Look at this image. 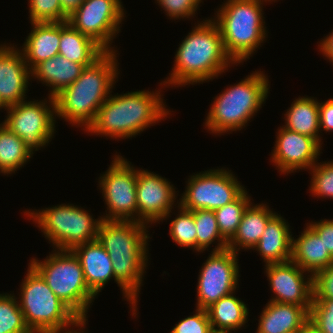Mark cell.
<instances>
[{
	"instance_id": "1",
	"label": "cell",
	"mask_w": 333,
	"mask_h": 333,
	"mask_svg": "<svg viewBox=\"0 0 333 333\" xmlns=\"http://www.w3.org/2000/svg\"><path fill=\"white\" fill-rule=\"evenodd\" d=\"M199 22L179 44L170 77L160 83L161 87L203 84L235 64L224 49L221 32L212 17Z\"/></svg>"
},
{
	"instance_id": "12",
	"label": "cell",
	"mask_w": 333,
	"mask_h": 333,
	"mask_svg": "<svg viewBox=\"0 0 333 333\" xmlns=\"http://www.w3.org/2000/svg\"><path fill=\"white\" fill-rule=\"evenodd\" d=\"M113 157L98 182L108 210L102 219L137 221V168L119 154Z\"/></svg>"
},
{
	"instance_id": "19",
	"label": "cell",
	"mask_w": 333,
	"mask_h": 333,
	"mask_svg": "<svg viewBox=\"0 0 333 333\" xmlns=\"http://www.w3.org/2000/svg\"><path fill=\"white\" fill-rule=\"evenodd\" d=\"M9 45H0V101L5 107L25 100L32 79L31 69L20 49Z\"/></svg>"
},
{
	"instance_id": "16",
	"label": "cell",
	"mask_w": 333,
	"mask_h": 333,
	"mask_svg": "<svg viewBox=\"0 0 333 333\" xmlns=\"http://www.w3.org/2000/svg\"><path fill=\"white\" fill-rule=\"evenodd\" d=\"M265 272L274 293L270 301L311 307L313 276L306 275L292 260L265 265ZM306 275V276H304ZM307 279V280H306Z\"/></svg>"
},
{
	"instance_id": "41",
	"label": "cell",
	"mask_w": 333,
	"mask_h": 333,
	"mask_svg": "<svg viewBox=\"0 0 333 333\" xmlns=\"http://www.w3.org/2000/svg\"><path fill=\"white\" fill-rule=\"evenodd\" d=\"M319 127L320 131L333 132V98L319 102Z\"/></svg>"
},
{
	"instance_id": "45",
	"label": "cell",
	"mask_w": 333,
	"mask_h": 333,
	"mask_svg": "<svg viewBox=\"0 0 333 333\" xmlns=\"http://www.w3.org/2000/svg\"><path fill=\"white\" fill-rule=\"evenodd\" d=\"M299 333H321L310 320L302 327Z\"/></svg>"
},
{
	"instance_id": "7",
	"label": "cell",
	"mask_w": 333,
	"mask_h": 333,
	"mask_svg": "<svg viewBox=\"0 0 333 333\" xmlns=\"http://www.w3.org/2000/svg\"><path fill=\"white\" fill-rule=\"evenodd\" d=\"M27 271L18 299L26 326L32 333H65L80 318L30 264Z\"/></svg>"
},
{
	"instance_id": "28",
	"label": "cell",
	"mask_w": 333,
	"mask_h": 333,
	"mask_svg": "<svg viewBox=\"0 0 333 333\" xmlns=\"http://www.w3.org/2000/svg\"><path fill=\"white\" fill-rule=\"evenodd\" d=\"M233 294L235 295V292L220 298L206 309L212 330L236 332L235 330L247 323L249 310L246 304Z\"/></svg>"
},
{
	"instance_id": "30",
	"label": "cell",
	"mask_w": 333,
	"mask_h": 333,
	"mask_svg": "<svg viewBox=\"0 0 333 333\" xmlns=\"http://www.w3.org/2000/svg\"><path fill=\"white\" fill-rule=\"evenodd\" d=\"M194 222L197 235V252L208 250V247L217 240V245L213 251H222L227 249L228 242L219 232L216 216L213 210L200 209L194 210Z\"/></svg>"
},
{
	"instance_id": "15",
	"label": "cell",
	"mask_w": 333,
	"mask_h": 333,
	"mask_svg": "<svg viewBox=\"0 0 333 333\" xmlns=\"http://www.w3.org/2000/svg\"><path fill=\"white\" fill-rule=\"evenodd\" d=\"M170 183L159 174L137 169V222L151 225L171 217L178 193Z\"/></svg>"
},
{
	"instance_id": "43",
	"label": "cell",
	"mask_w": 333,
	"mask_h": 333,
	"mask_svg": "<svg viewBox=\"0 0 333 333\" xmlns=\"http://www.w3.org/2000/svg\"><path fill=\"white\" fill-rule=\"evenodd\" d=\"M83 2L84 0H60L63 12L67 16L71 15Z\"/></svg>"
},
{
	"instance_id": "39",
	"label": "cell",
	"mask_w": 333,
	"mask_h": 333,
	"mask_svg": "<svg viewBox=\"0 0 333 333\" xmlns=\"http://www.w3.org/2000/svg\"><path fill=\"white\" fill-rule=\"evenodd\" d=\"M313 299H333V263L313 276Z\"/></svg>"
},
{
	"instance_id": "22",
	"label": "cell",
	"mask_w": 333,
	"mask_h": 333,
	"mask_svg": "<svg viewBox=\"0 0 333 333\" xmlns=\"http://www.w3.org/2000/svg\"><path fill=\"white\" fill-rule=\"evenodd\" d=\"M31 26L20 51L32 70L40 62L59 55L60 22L31 23Z\"/></svg>"
},
{
	"instance_id": "25",
	"label": "cell",
	"mask_w": 333,
	"mask_h": 333,
	"mask_svg": "<svg viewBox=\"0 0 333 333\" xmlns=\"http://www.w3.org/2000/svg\"><path fill=\"white\" fill-rule=\"evenodd\" d=\"M85 66L71 62L61 55L44 60L36 65L31 74L34 79L50 87L49 96L54 97L61 90L70 86L82 73Z\"/></svg>"
},
{
	"instance_id": "6",
	"label": "cell",
	"mask_w": 333,
	"mask_h": 333,
	"mask_svg": "<svg viewBox=\"0 0 333 333\" xmlns=\"http://www.w3.org/2000/svg\"><path fill=\"white\" fill-rule=\"evenodd\" d=\"M263 2L267 3L266 0H226L213 18L221 32L224 49L235 65L247 61L267 38Z\"/></svg>"
},
{
	"instance_id": "27",
	"label": "cell",
	"mask_w": 333,
	"mask_h": 333,
	"mask_svg": "<svg viewBox=\"0 0 333 333\" xmlns=\"http://www.w3.org/2000/svg\"><path fill=\"white\" fill-rule=\"evenodd\" d=\"M285 125L283 127L314 138L322 145L319 134V101L314 97H298L292 102L284 114Z\"/></svg>"
},
{
	"instance_id": "38",
	"label": "cell",
	"mask_w": 333,
	"mask_h": 333,
	"mask_svg": "<svg viewBox=\"0 0 333 333\" xmlns=\"http://www.w3.org/2000/svg\"><path fill=\"white\" fill-rule=\"evenodd\" d=\"M170 19H186L193 17L199 8L201 0H156Z\"/></svg>"
},
{
	"instance_id": "9",
	"label": "cell",
	"mask_w": 333,
	"mask_h": 333,
	"mask_svg": "<svg viewBox=\"0 0 333 333\" xmlns=\"http://www.w3.org/2000/svg\"><path fill=\"white\" fill-rule=\"evenodd\" d=\"M24 213L38 224L37 227L44 233L45 238L59 250H72L79 244L97 240L102 221L101 216L93 219L88 210L69 203L40 211L26 210Z\"/></svg>"
},
{
	"instance_id": "35",
	"label": "cell",
	"mask_w": 333,
	"mask_h": 333,
	"mask_svg": "<svg viewBox=\"0 0 333 333\" xmlns=\"http://www.w3.org/2000/svg\"><path fill=\"white\" fill-rule=\"evenodd\" d=\"M310 191L314 196L333 199V161L316 163L311 169Z\"/></svg>"
},
{
	"instance_id": "21",
	"label": "cell",
	"mask_w": 333,
	"mask_h": 333,
	"mask_svg": "<svg viewBox=\"0 0 333 333\" xmlns=\"http://www.w3.org/2000/svg\"><path fill=\"white\" fill-rule=\"evenodd\" d=\"M288 222L276 213L267 223L259 242L253 247L265 265L291 260L292 233Z\"/></svg>"
},
{
	"instance_id": "31",
	"label": "cell",
	"mask_w": 333,
	"mask_h": 333,
	"mask_svg": "<svg viewBox=\"0 0 333 333\" xmlns=\"http://www.w3.org/2000/svg\"><path fill=\"white\" fill-rule=\"evenodd\" d=\"M244 190L234 201L214 210L222 237L229 242L235 235L243 212L251 203V196Z\"/></svg>"
},
{
	"instance_id": "14",
	"label": "cell",
	"mask_w": 333,
	"mask_h": 333,
	"mask_svg": "<svg viewBox=\"0 0 333 333\" xmlns=\"http://www.w3.org/2000/svg\"><path fill=\"white\" fill-rule=\"evenodd\" d=\"M238 254L230 249L211 251L198 275L196 308L207 309L239 285Z\"/></svg>"
},
{
	"instance_id": "33",
	"label": "cell",
	"mask_w": 333,
	"mask_h": 333,
	"mask_svg": "<svg viewBox=\"0 0 333 333\" xmlns=\"http://www.w3.org/2000/svg\"><path fill=\"white\" fill-rule=\"evenodd\" d=\"M178 216L170 223V236L172 241L184 248H191L197 252V235L196 225L194 222L193 212L177 206Z\"/></svg>"
},
{
	"instance_id": "18",
	"label": "cell",
	"mask_w": 333,
	"mask_h": 333,
	"mask_svg": "<svg viewBox=\"0 0 333 333\" xmlns=\"http://www.w3.org/2000/svg\"><path fill=\"white\" fill-rule=\"evenodd\" d=\"M72 251L80 260L88 288L97 296L110 279L114 278L120 290L122 289L123 299L126 298L131 304L132 315L135 317L138 300L115 279L110 256L98 240L79 244Z\"/></svg>"
},
{
	"instance_id": "37",
	"label": "cell",
	"mask_w": 333,
	"mask_h": 333,
	"mask_svg": "<svg viewBox=\"0 0 333 333\" xmlns=\"http://www.w3.org/2000/svg\"><path fill=\"white\" fill-rule=\"evenodd\" d=\"M206 309L196 308L195 314L179 321L170 333H212Z\"/></svg>"
},
{
	"instance_id": "20",
	"label": "cell",
	"mask_w": 333,
	"mask_h": 333,
	"mask_svg": "<svg viewBox=\"0 0 333 333\" xmlns=\"http://www.w3.org/2000/svg\"><path fill=\"white\" fill-rule=\"evenodd\" d=\"M256 333H297L309 321L310 307L268 301Z\"/></svg>"
},
{
	"instance_id": "44",
	"label": "cell",
	"mask_w": 333,
	"mask_h": 333,
	"mask_svg": "<svg viewBox=\"0 0 333 333\" xmlns=\"http://www.w3.org/2000/svg\"><path fill=\"white\" fill-rule=\"evenodd\" d=\"M87 320L88 319H80V320H78V322L76 324L72 325V327L69 328L70 330L68 329L65 333H84V331H82V330H85V326L87 324ZM73 327H75V328L78 327V329L75 330V329H73ZM78 330H80V331H78Z\"/></svg>"
},
{
	"instance_id": "26",
	"label": "cell",
	"mask_w": 333,
	"mask_h": 333,
	"mask_svg": "<svg viewBox=\"0 0 333 333\" xmlns=\"http://www.w3.org/2000/svg\"><path fill=\"white\" fill-rule=\"evenodd\" d=\"M104 52L96 42L76 30L69 22H60L59 55L86 67Z\"/></svg>"
},
{
	"instance_id": "13",
	"label": "cell",
	"mask_w": 333,
	"mask_h": 333,
	"mask_svg": "<svg viewBox=\"0 0 333 333\" xmlns=\"http://www.w3.org/2000/svg\"><path fill=\"white\" fill-rule=\"evenodd\" d=\"M123 8L121 0H84L68 16L67 22L90 37L104 51H115L111 44L120 33V24L126 14Z\"/></svg>"
},
{
	"instance_id": "40",
	"label": "cell",
	"mask_w": 333,
	"mask_h": 333,
	"mask_svg": "<svg viewBox=\"0 0 333 333\" xmlns=\"http://www.w3.org/2000/svg\"><path fill=\"white\" fill-rule=\"evenodd\" d=\"M323 239L325 248L333 257V220L322 219L316 222L307 223Z\"/></svg>"
},
{
	"instance_id": "2",
	"label": "cell",
	"mask_w": 333,
	"mask_h": 333,
	"mask_svg": "<svg viewBox=\"0 0 333 333\" xmlns=\"http://www.w3.org/2000/svg\"><path fill=\"white\" fill-rule=\"evenodd\" d=\"M116 51H105L80 76L54 96L56 116L76 127L88 126L111 95L119 75ZM109 95V96H108Z\"/></svg>"
},
{
	"instance_id": "10",
	"label": "cell",
	"mask_w": 333,
	"mask_h": 333,
	"mask_svg": "<svg viewBox=\"0 0 333 333\" xmlns=\"http://www.w3.org/2000/svg\"><path fill=\"white\" fill-rule=\"evenodd\" d=\"M190 176L185 192L176 203L189 211H214L234 201L246 189L231 170L225 168L204 170Z\"/></svg>"
},
{
	"instance_id": "36",
	"label": "cell",
	"mask_w": 333,
	"mask_h": 333,
	"mask_svg": "<svg viewBox=\"0 0 333 333\" xmlns=\"http://www.w3.org/2000/svg\"><path fill=\"white\" fill-rule=\"evenodd\" d=\"M309 320L321 333H333V299H313Z\"/></svg>"
},
{
	"instance_id": "42",
	"label": "cell",
	"mask_w": 333,
	"mask_h": 333,
	"mask_svg": "<svg viewBox=\"0 0 333 333\" xmlns=\"http://www.w3.org/2000/svg\"><path fill=\"white\" fill-rule=\"evenodd\" d=\"M318 45L320 52L323 56H325L330 63H333V31L332 33L325 36L324 39H322Z\"/></svg>"
},
{
	"instance_id": "46",
	"label": "cell",
	"mask_w": 333,
	"mask_h": 333,
	"mask_svg": "<svg viewBox=\"0 0 333 333\" xmlns=\"http://www.w3.org/2000/svg\"><path fill=\"white\" fill-rule=\"evenodd\" d=\"M232 331L225 330V331H215L213 330L212 333H231Z\"/></svg>"
},
{
	"instance_id": "11",
	"label": "cell",
	"mask_w": 333,
	"mask_h": 333,
	"mask_svg": "<svg viewBox=\"0 0 333 333\" xmlns=\"http://www.w3.org/2000/svg\"><path fill=\"white\" fill-rule=\"evenodd\" d=\"M48 98L42 101L23 100L6 107L8 115L2 123L20 137L33 153L47 146L56 131L55 100L51 96Z\"/></svg>"
},
{
	"instance_id": "4",
	"label": "cell",
	"mask_w": 333,
	"mask_h": 333,
	"mask_svg": "<svg viewBox=\"0 0 333 333\" xmlns=\"http://www.w3.org/2000/svg\"><path fill=\"white\" fill-rule=\"evenodd\" d=\"M148 227L137 221L102 219L97 233L112 261L115 279L136 300L148 264Z\"/></svg>"
},
{
	"instance_id": "34",
	"label": "cell",
	"mask_w": 333,
	"mask_h": 333,
	"mask_svg": "<svg viewBox=\"0 0 333 333\" xmlns=\"http://www.w3.org/2000/svg\"><path fill=\"white\" fill-rule=\"evenodd\" d=\"M30 23L63 22L68 16L63 12L60 0H29Z\"/></svg>"
},
{
	"instance_id": "47",
	"label": "cell",
	"mask_w": 333,
	"mask_h": 333,
	"mask_svg": "<svg viewBox=\"0 0 333 333\" xmlns=\"http://www.w3.org/2000/svg\"><path fill=\"white\" fill-rule=\"evenodd\" d=\"M1 109H5L6 110V107L2 104V102L0 101V110Z\"/></svg>"
},
{
	"instance_id": "8",
	"label": "cell",
	"mask_w": 333,
	"mask_h": 333,
	"mask_svg": "<svg viewBox=\"0 0 333 333\" xmlns=\"http://www.w3.org/2000/svg\"><path fill=\"white\" fill-rule=\"evenodd\" d=\"M31 259L29 264L56 296L80 319H87L88 309L96 295L88 288L80 260L74 252L53 248L45 260Z\"/></svg>"
},
{
	"instance_id": "24",
	"label": "cell",
	"mask_w": 333,
	"mask_h": 333,
	"mask_svg": "<svg viewBox=\"0 0 333 333\" xmlns=\"http://www.w3.org/2000/svg\"><path fill=\"white\" fill-rule=\"evenodd\" d=\"M276 214L265 204H252L243 212L241 222L227 248L239 254L240 248L253 249L259 242L268 221Z\"/></svg>"
},
{
	"instance_id": "29",
	"label": "cell",
	"mask_w": 333,
	"mask_h": 333,
	"mask_svg": "<svg viewBox=\"0 0 333 333\" xmlns=\"http://www.w3.org/2000/svg\"><path fill=\"white\" fill-rule=\"evenodd\" d=\"M33 154L20 137L0 123V173H15L24 167Z\"/></svg>"
},
{
	"instance_id": "23",
	"label": "cell",
	"mask_w": 333,
	"mask_h": 333,
	"mask_svg": "<svg viewBox=\"0 0 333 333\" xmlns=\"http://www.w3.org/2000/svg\"><path fill=\"white\" fill-rule=\"evenodd\" d=\"M291 260L312 276L333 263L323 239L308 224L297 239L292 237Z\"/></svg>"
},
{
	"instance_id": "17",
	"label": "cell",
	"mask_w": 333,
	"mask_h": 333,
	"mask_svg": "<svg viewBox=\"0 0 333 333\" xmlns=\"http://www.w3.org/2000/svg\"><path fill=\"white\" fill-rule=\"evenodd\" d=\"M271 162L282 174L311 169L320 156L322 146L309 136L291 131L283 126L276 132Z\"/></svg>"
},
{
	"instance_id": "3",
	"label": "cell",
	"mask_w": 333,
	"mask_h": 333,
	"mask_svg": "<svg viewBox=\"0 0 333 333\" xmlns=\"http://www.w3.org/2000/svg\"><path fill=\"white\" fill-rule=\"evenodd\" d=\"M155 91L138 90L114 96L111 94L85 132L116 140L136 137L171 114L161 98L162 90Z\"/></svg>"
},
{
	"instance_id": "5",
	"label": "cell",
	"mask_w": 333,
	"mask_h": 333,
	"mask_svg": "<svg viewBox=\"0 0 333 333\" xmlns=\"http://www.w3.org/2000/svg\"><path fill=\"white\" fill-rule=\"evenodd\" d=\"M269 89L268 77L263 71L256 70L237 84L226 87L213 98L215 100L206 116L205 128L217 135L241 130L262 108Z\"/></svg>"
},
{
	"instance_id": "48",
	"label": "cell",
	"mask_w": 333,
	"mask_h": 333,
	"mask_svg": "<svg viewBox=\"0 0 333 333\" xmlns=\"http://www.w3.org/2000/svg\"><path fill=\"white\" fill-rule=\"evenodd\" d=\"M266 1H268V2H270V3H271L272 1H274V2H275L276 0H266Z\"/></svg>"
},
{
	"instance_id": "32",
	"label": "cell",
	"mask_w": 333,
	"mask_h": 333,
	"mask_svg": "<svg viewBox=\"0 0 333 333\" xmlns=\"http://www.w3.org/2000/svg\"><path fill=\"white\" fill-rule=\"evenodd\" d=\"M18 298L13 294H0V333H32L26 326Z\"/></svg>"
}]
</instances>
